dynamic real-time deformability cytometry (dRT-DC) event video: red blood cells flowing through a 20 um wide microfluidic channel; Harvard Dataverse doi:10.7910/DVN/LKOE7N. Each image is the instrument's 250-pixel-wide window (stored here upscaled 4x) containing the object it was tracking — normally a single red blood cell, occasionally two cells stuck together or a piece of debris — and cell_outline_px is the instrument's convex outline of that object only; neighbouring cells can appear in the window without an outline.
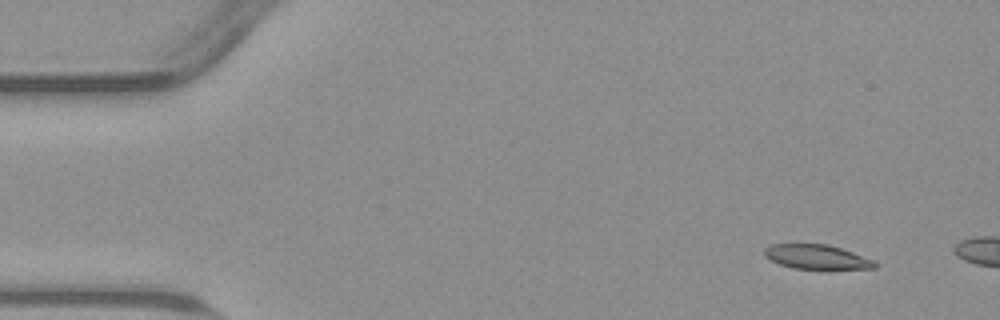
{"species": "common noctule bat (a hibernating species)", "species_latin": "Nyctalus noctula", "temperature_condition": "warm", "stored_images_in_passage": 5, "camera_frame_rate_fps": 3000, "um_per_image_px": 0.085, "animal": {"sex": "male", "body_mass_g": 23.1, "forearm_length_mm": 52.7}, "frame": {"image": 1, "passage_image": 1, "time_ms": 0.0, "image_size_px": [1000, 320], "cell_outline_px": [[876, 268], [792, 268], [780, 264], [764, 256], [764, 248], [772, 244], [796, 240], [828, 244], [876, 260]], "centroid_in_image_um": [69.33, 21.76], "position_along_channel_um": 15.7, "area_um2": 16.24}}